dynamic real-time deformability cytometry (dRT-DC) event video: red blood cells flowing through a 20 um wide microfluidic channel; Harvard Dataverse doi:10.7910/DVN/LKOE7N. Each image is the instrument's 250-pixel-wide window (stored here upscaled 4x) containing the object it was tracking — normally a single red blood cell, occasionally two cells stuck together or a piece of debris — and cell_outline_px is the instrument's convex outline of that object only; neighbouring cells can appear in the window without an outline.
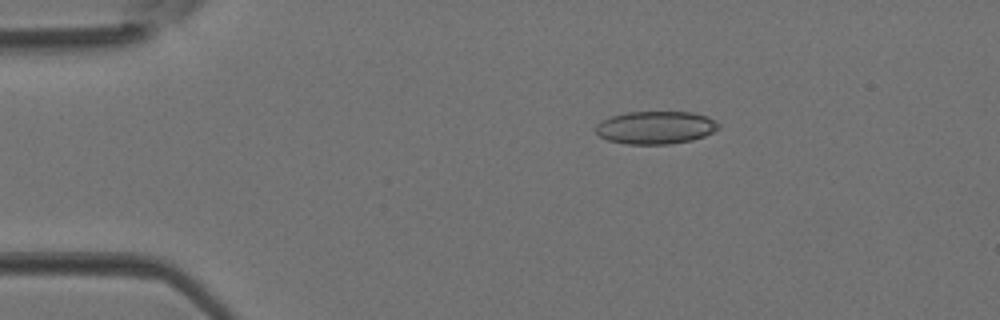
{"species": "Egyptian fruit bat (a non-hibernating species)", "species_latin": "Rousettus aegyptiacus", "temperature_condition": "room temperature", "stored_images_in_passage": 3, "camera_frame_rate_fps": 3000, "um_per_image_px": 0.085, "animal": {"sex": "female"}, "frame": {"image": 1, "passage_image": 1, "time_ms": 0.0, "image_size_px": [1000, 320], "cell_outline_px": [[720, 128], [704, 136], [692, 140], [668, 144], [628, 144], [608, 140], [600, 136], [596, 132], [596, 124], [600, 120], [612, 116], [628, 112], [692, 112], [708, 116], [720, 124]], "centroid_in_image_um": [55.74, 10.83], "position_along_channel_um": 29.3, "area_um2": 23.52}}